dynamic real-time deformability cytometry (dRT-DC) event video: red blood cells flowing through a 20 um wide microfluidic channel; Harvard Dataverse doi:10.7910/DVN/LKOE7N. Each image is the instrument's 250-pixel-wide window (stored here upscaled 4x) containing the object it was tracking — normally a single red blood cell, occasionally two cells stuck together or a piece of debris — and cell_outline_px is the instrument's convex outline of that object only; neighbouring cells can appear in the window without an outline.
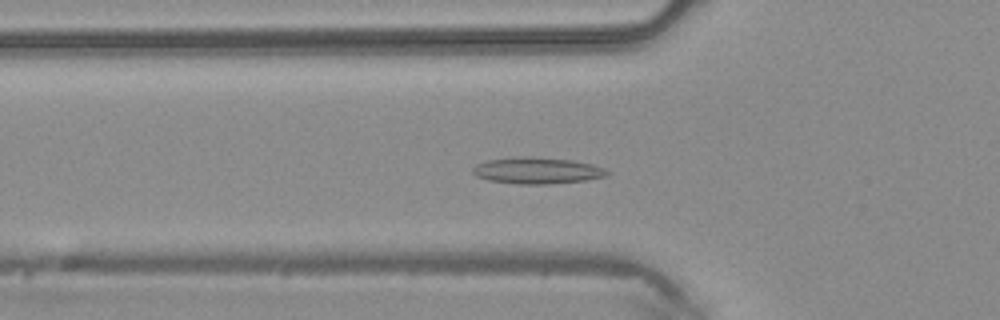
{"species": "common noctule bat (a hibernating species)", "species_latin": "Nyctalus noctula", "temperature_condition": "warm", "stored_images_in_passage": 47, "camera_frame_rate_fps": 3000, "um_per_image_px": 0.085, "animal": {"sex": "male", "body_mass_g": 20.4}, "frame": {"image": 1, "passage_image": 16, "time_ms": 5.0, "image_size_px": [1000, 320], "cell_outline_px": [[612, 172], [608, 176], [588, 180], [548, 184], [516, 184], [488, 180], [476, 176], [472, 172], [472, 168], [476, 164], [488, 160], [572, 160], [592, 164], [604, 168]], "centroid_in_image_um": [45.74, 14.57], "position_along_channel_um": 80.1, "area_um2": 19.59}}
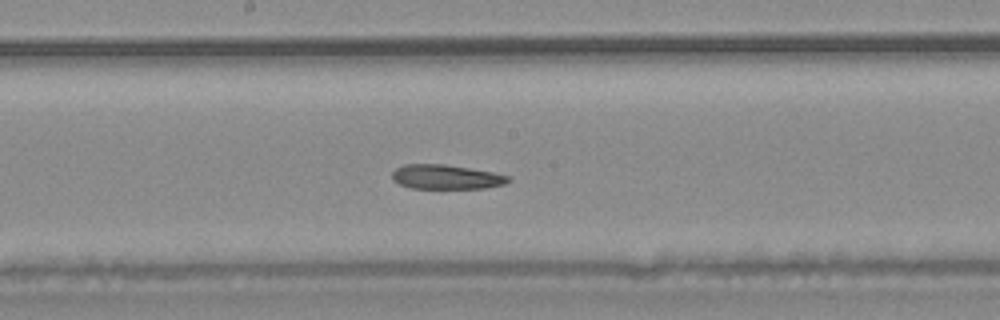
{"frame": {"image": 2, "passage_image": 25, "time_ms": 8.0, "image_size_px": [1000, 320], "cell_outline_px": [[512, 180], [504, 184], [484, 188], [412, 188], [400, 184], [392, 180], [392, 172], [396, 168], [404, 164], [444, 164], [492, 172], [512, 176]], "centroid_in_image_um": [37.93, 15.04], "position_along_channel_um": 210.3, "area_um2": 16.53}}
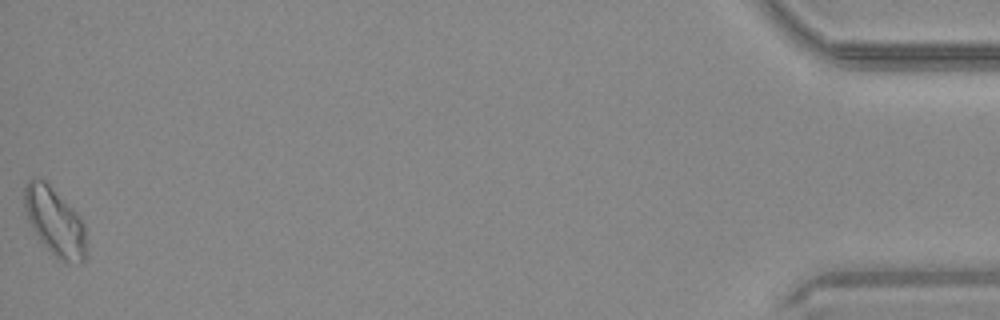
{"frame": {"image": 3, "passage_image": 47, "time_ms": 15.333, "image_size_px": [1000, 320], "cell_outline_px": [[88, 252], [84, 260], [60, 260], [40, 240], [32, 228], [28, 220], [24, 208], [24, 188], [28, 180], [32, 176], [36, 176], [44, 180], [80, 216], [84, 224]], "centroid_in_image_um": [4.65, 18.79], "position_along_channel_um": 430.6, "area_um2": 24.22}}